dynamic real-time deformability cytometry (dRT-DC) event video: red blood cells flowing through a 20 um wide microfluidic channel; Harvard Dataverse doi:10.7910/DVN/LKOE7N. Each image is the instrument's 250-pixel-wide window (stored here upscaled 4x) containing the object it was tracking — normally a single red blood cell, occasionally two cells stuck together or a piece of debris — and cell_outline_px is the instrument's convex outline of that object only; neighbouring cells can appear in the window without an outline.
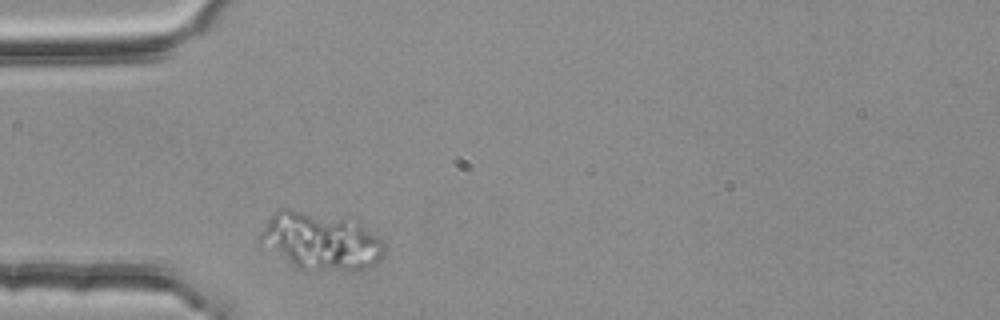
{"species": "common noctule bat (a hibernating species)", "species_latin": "Nyctalus noctula", "temperature_condition": "room temperature", "stored_images_in_passage": 1, "camera_frame_rate_fps": 3000, "um_per_image_px": 0.085, "animal": {"sex": "female", "body_mass_g": 25.1}, "frame": {"image": 1, "passage_image": 1, "time_ms": 0.0, "image_size_px": [1000, 320], "cell_outline_px": [[384, 248], [380, 260], [368, 268], [296, 268], [260, 244], [260, 236], [268, 220], [280, 208], [292, 208], [344, 220], [360, 224], [376, 236], [384, 244]], "centroid_in_image_um": [27.2, 20.48], "position_along_channel_um": 57.8, "area_um2": 39.94}}